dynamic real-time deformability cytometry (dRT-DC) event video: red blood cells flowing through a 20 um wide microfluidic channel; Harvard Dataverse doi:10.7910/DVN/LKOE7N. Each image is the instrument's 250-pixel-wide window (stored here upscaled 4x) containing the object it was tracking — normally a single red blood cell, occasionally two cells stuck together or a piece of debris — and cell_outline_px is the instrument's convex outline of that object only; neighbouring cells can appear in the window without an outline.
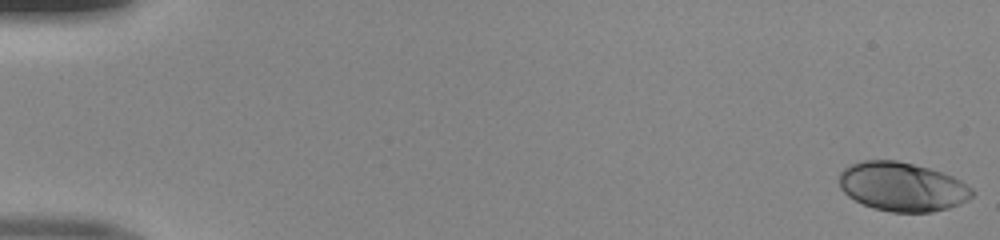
{"species": "human", "species_latin": "Homo sapiens", "temperature_condition": "room temperature", "stored_images_in_passage": 50, "camera_frame_rate_fps": 3000, "um_per_image_px": 0.085, "donor": {"sex": "male"}, "frame": {"image": 1, "passage_image": 1, "time_ms": 0.0, "image_size_px": [1000, 240], "cell_outline_px": [[972, 196], [968, 200], [960, 204], [948, 208], [932, 212], [892, 212], [876, 208], [864, 204], [848, 196], [840, 188], [840, 172], [848, 164], [864, 160], [896, 160], [928, 168], [952, 176], [960, 180], [972, 188]], "centroid_in_image_um": [76.68, 15.86], "position_along_channel_um": 8.3, "area_um2": 37.74}}
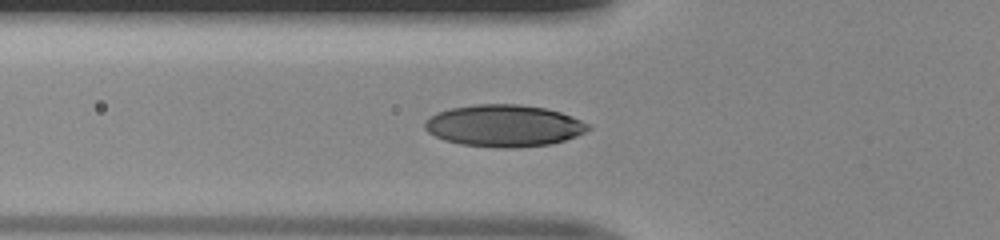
{"frame": {"image": 2, "passage_image": 19, "time_ms": 6.0, "image_size_px": [1000, 240], "cell_outline_px": [[592, 128], [576, 136], [552, 144], [516, 148], [504, 148], [460, 144], [444, 140], [428, 132], [424, 128], [424, 120], [436, 112], [452, 108], [476, 104], [520, 104], [544, 108], [560, 112], [572, 116], [588, 124]], "centroid_in_image_um": [42.82, 10.69], "position_along_channel_um": 83.0, "area_um2": 39.94}}
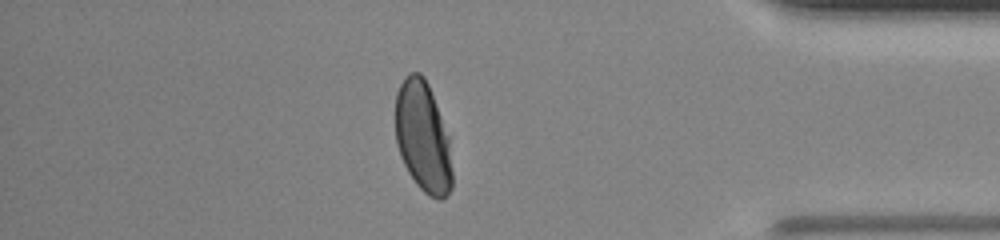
{"frame": {"image": 3, "passage_image": 44, "time_ms": 14.333, "image_size_px": [1000, 240], "cell_outline_px": [[452, 188], [448, 196], [440, 200], [428, 196], [416, 184], [408, 172], [400, 156], [396, 144], [396, 92], [404, 76], [408, 72], [420, 72], [424, 76], [428, 84], [448, 136], [452, 172]], "centroid_in_image_um": [35.94, 11.66], "position_along_channel_um": 399.3, "area_um2": 36.7}}